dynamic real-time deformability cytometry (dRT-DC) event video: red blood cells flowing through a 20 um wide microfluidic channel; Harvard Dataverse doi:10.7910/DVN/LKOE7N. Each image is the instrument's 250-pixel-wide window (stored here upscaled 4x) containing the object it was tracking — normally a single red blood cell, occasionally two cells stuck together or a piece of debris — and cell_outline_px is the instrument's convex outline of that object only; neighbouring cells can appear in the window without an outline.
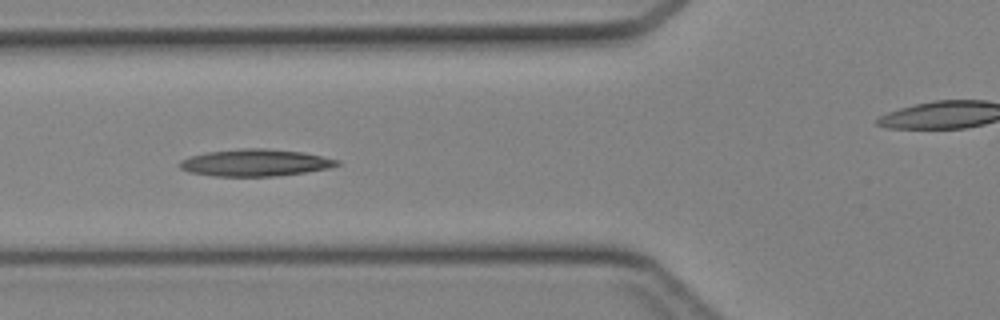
{"species": "Egyptian fruit bat (a non-hibernating species)", "species_latin": "Rousettus aegyptiacus", "temperature_condition": "cold", "stored_images_in_passage": 31, "camera_frame_rate_fps": 3000, "um_per_image_px": 0.085, "animal": {"sex": "female"}, "frame": {"image": 1, "passage_image": 5, "time_ms": 1.333, "image_size_px": [1000, 320], "cell_outline_px": [[340, 164], [328, 168], [304, 172], [276, 176], [216, 176], [188, 172], [180, 168], [180, 160], [192, 156], [208, 152], [240, 148], [264, 148], [300, 152], [340, 160]], "centroid_in_image_um": [21.68, 13.83], "position_along_channel_um": 104.1, "area_um2": 24.45}}
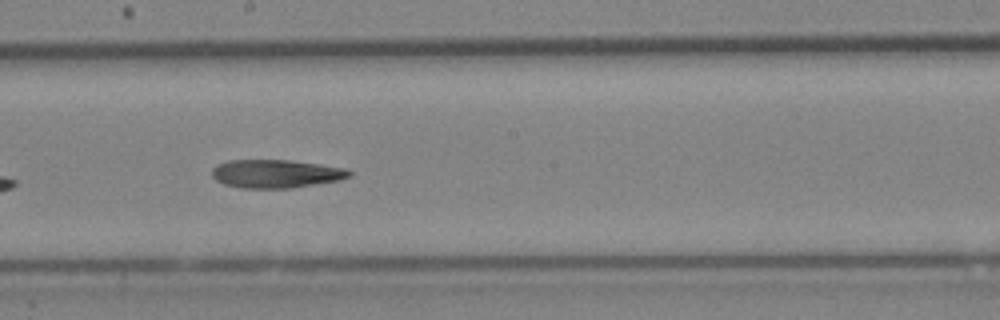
{"frame": {"image": 2, "passage_image": 13, "time_ms": 4.0, "image_size_px": [1000, 320], "cell_outline_px": [[352, 176], [340, 180], [292, 188], [240, 188], [224, 184], [216, 180], [212, 176], [212, 168], [216, 164], [228, 160], [288, 160], [320, 164], [344, 168], [352, 172]], "centroid_in_image_um": [23.44, 14.77], "position_along_channel_um": 224.8, "area_um2": 22.77}}
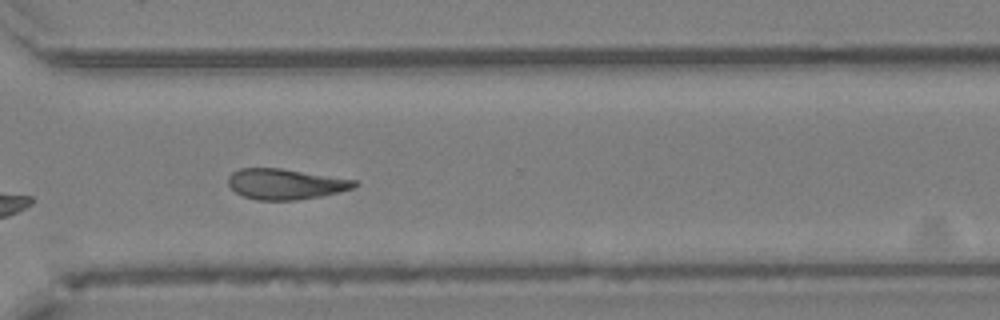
{"frame": {"image": 3, "passage_image": 21, "time_ms": 6.667, "image_size_px": [1000, 320], "cell_outline_px": [[360, 184], [352, 188], [320, 196], [296, 200], [256, 200], [244, 196], [236, 192], [228, 184], [228, 176], [232, 172], [240, 168], [280, 168], [356, 180]], "centroid_in_image_um": [24.24, 15.64], "position_along_channel_um": 346.4, "area_um2": 22.31}}